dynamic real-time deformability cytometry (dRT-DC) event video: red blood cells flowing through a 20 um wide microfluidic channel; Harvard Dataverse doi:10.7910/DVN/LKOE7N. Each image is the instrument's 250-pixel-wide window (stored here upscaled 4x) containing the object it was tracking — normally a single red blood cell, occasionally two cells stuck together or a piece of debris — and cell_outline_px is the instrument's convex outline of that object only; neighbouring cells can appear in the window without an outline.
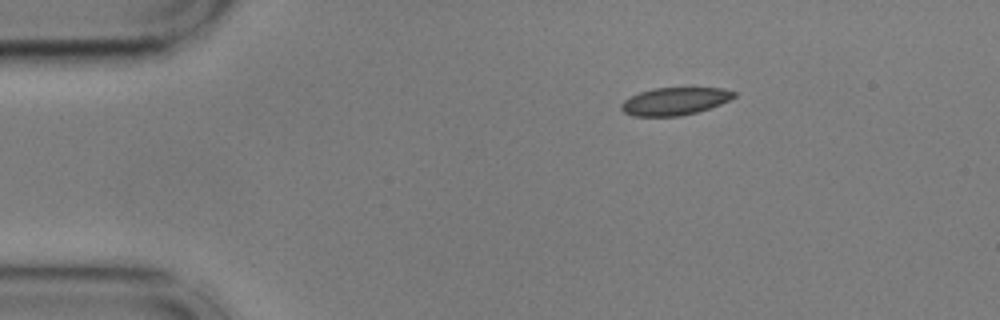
{"species": "common noctule bat (a hibernating species)", "species_latin": "Nyctalus noctula", "temperature_condition": "cold", "stored_images_in_passage": 47, "camera_frame_rate_fps": 3000, "um_per_image_px": 0.085, "animal": {"sex": "male", "body_mass_g": 17.9, "forearm_length_mm": 54.2}, "frame": {"image": 1, "passage_image": 1, "time_ms": 0.0, "image_size_px": [1000, 320], "cell_outline_px": [[736, 96], [720, 104], [696, 112], [680, 116], [632, 116], [624, 112], [620, 108], [620, 104], [624, 100], [640, 92], [656, 88], [724, 88], [736, 92]], "centroid_in_image_um": [57.34, 8.61], "position_along_channel_um": 27.7, "area_um2": 17.98}}
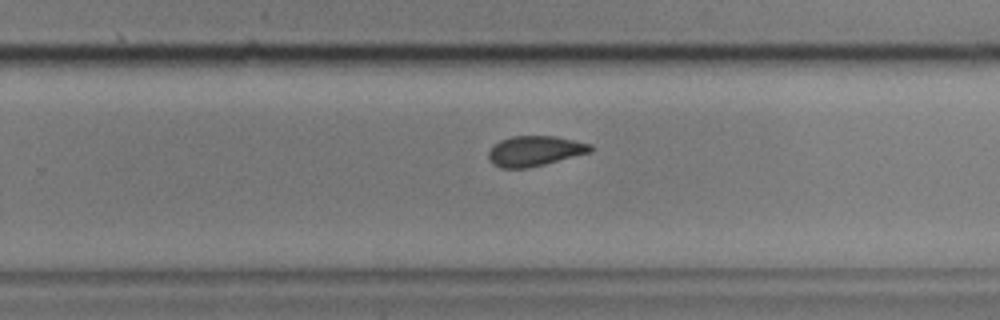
{"frame": {"image": 2, "passage_image": 27, "time_ms": 8.667, "image_size_px": [1000, 320], "cell_outline_px": [[592, 152], [528, 168], [500, 168], [492, 164], [488, 160], [488, 152], [500, 140], [512, 136], [556, 136], [592, 144]], "centroid_in_image_um": [45.46, 12.84], "position_along_channel_um": 284.3, "area_um2": 17.98}}
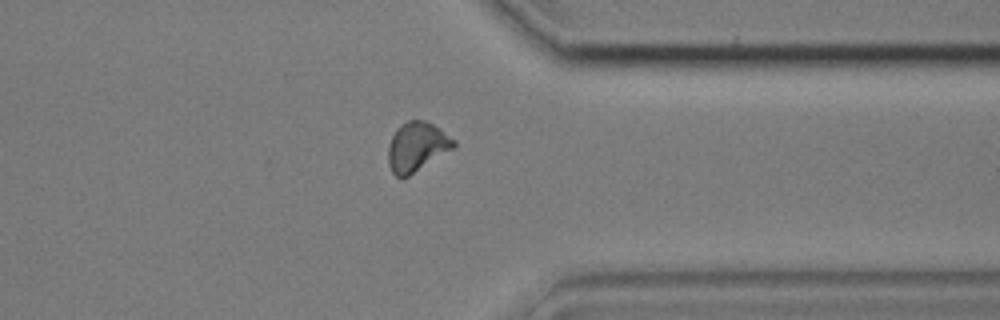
{"frame": {"image": 3, "passage_image": 35, "time_ms": 11.333, "image_size_px": [1000, 320], "cell_outline_px": [[456, 148], [408, 176], [396, 176], [392, 172], [388, 164], [388, 144], [396, 128], [408, 120], [424, 120], [440, 128], [456, 140]], "centroid_in_image_um": [35.46, 12.46], "position_along_channel_um": 375.9, "area_um2": 19.02}, "authors_computed_cell_mechanics": {"area_um2": 18.6116, "velocity_mm_per_s": 3.6021, "shape_relaxation_time_tau1_ms": 10.1364, "shape_relaxation_time_tau2_ms": 2.2865, "deformation_change_tau1": 0.1553, "deformation_change_tau2": 0.0572}}